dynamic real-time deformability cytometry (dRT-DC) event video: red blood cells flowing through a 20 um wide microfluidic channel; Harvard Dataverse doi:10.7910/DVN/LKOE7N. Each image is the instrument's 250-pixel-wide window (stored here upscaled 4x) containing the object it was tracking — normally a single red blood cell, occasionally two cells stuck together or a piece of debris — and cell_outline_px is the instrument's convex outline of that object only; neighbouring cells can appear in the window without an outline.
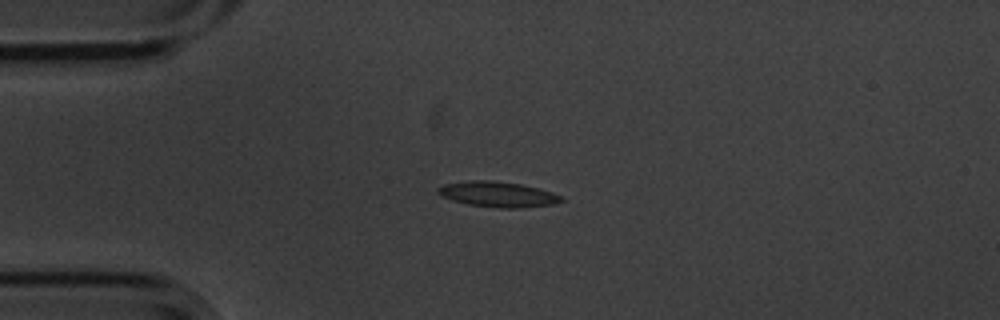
{"species": "common noctule bat (a hibernating species)", "species_latin": "Nyctalus noctula", "temperature_condition": "cold", "stored_images_in_passage": 4, "camera_frame_rate_fps": 3000, "um_per_image_px": 0.085, "animal": {"sex": "male", "body_mass_g": 20.1, "forearm_length_mm": 53.5}, "frame": {"image": 1, "passage_image": 2, "time_ms": 0.333, "image_size_px": [1000, 320], "cell_outline_px": [[564, 200], [552, 204], [520, 208], [500, 208], [468, 204], [452, 200], [440, 196], [436, 192], [436, 188], [444, 184], [472, 180], [488, 180], [520, 184], [552, 192], [560, 196]], "centroid_in_image_um": [42.25, 16.52], "position_along_channel_um": 42.7, "area_um2": 18.09}}
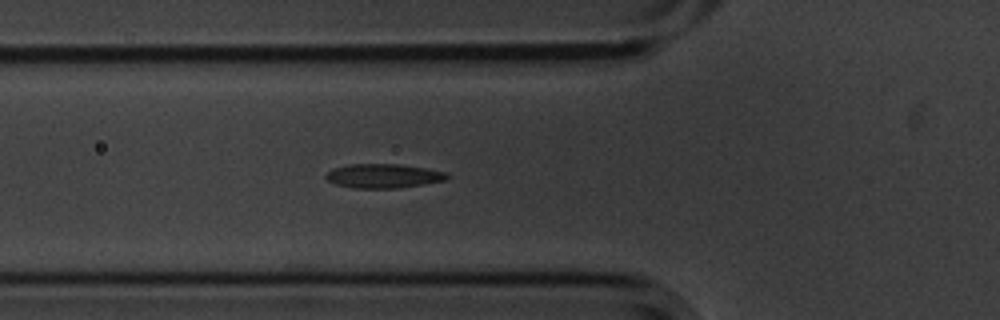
{"frame": {"image": 2, "passage_image": 4, "time_ms": 1.0, "image_size_px": [1000, 320], "cell_outline_px": [[448, 176], [444, 180], [424, 184], [400, 188], [352, 188], [336, 184], [328, 180], [324, 176], [328, 172], [336, 168], [348, 164], [400, 164], [428, 168], [444, 172]], "centroid_in_image_um": [32.58, 14.95], "position_along_channel_um": 93.2, "area_um2": 16.94}}